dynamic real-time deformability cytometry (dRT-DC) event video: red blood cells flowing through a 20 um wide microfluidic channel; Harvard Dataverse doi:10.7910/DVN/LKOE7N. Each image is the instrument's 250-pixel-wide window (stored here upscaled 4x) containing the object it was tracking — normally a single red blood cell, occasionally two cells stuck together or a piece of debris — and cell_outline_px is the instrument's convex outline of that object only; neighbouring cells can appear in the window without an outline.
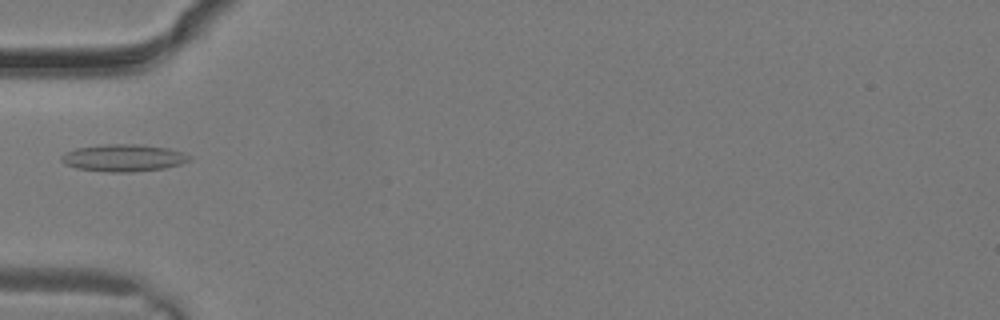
{"species": "common noctule bat (a hibernating species)", "species_latin": "Nyctalus noctula", "temperature_condition": "warm", "stored_images_in_passage": 11, "camera_frame_rate_fps": 3000, "um_per_image_px": 0.085, "animal": {"sex": "male", "body_mass_g": 19.2, "forearm_length_mm": 51.8}, "frame": {"image": 1, "passage_image": 10, "time_ms": 3.0, "image_size_px": [1000, 320], "cell_outline_px": [[192, 160], [180, 164], [164, 168], [132, 172], [108, 172], [76, 168], [64, 164], [60, 160], [60, 156], [76, 148], [108, 144], [136, 144], [168, 148], [192, 156]], "centroid_in_image_um": [10.5, 13.42], "position_along_channel_um": 74.5, "area_um2": 20.17}}